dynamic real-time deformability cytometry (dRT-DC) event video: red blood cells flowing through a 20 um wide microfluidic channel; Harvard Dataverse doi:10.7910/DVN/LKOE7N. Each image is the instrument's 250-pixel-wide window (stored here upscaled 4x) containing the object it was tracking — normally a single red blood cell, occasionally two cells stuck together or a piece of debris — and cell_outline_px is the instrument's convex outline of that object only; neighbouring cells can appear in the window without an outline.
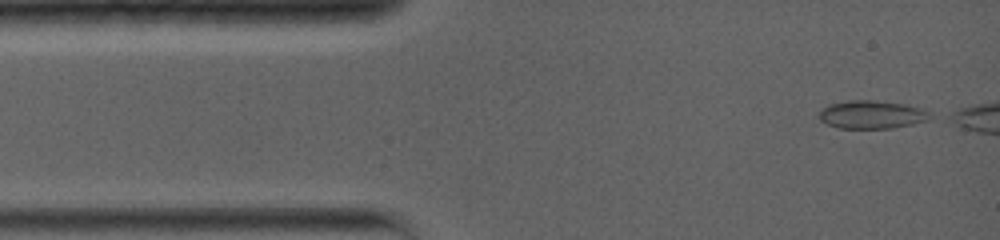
{"species": "common noctule bat (a hibernating species)", "species_latin": "Nyctalus noctula", "temperature_condition": "warm", "stored_images_in_passage": 13, "camera_frame_rate_fps": 5000, "um_per_image_px": 0.085, "animal": {"sex": "female", "body_mass_g": 19.0, "forearm_length_mm": 56.7}, "frame": {"image": 1, "passage_image": 1, "time_ms": 0.0, "image_size_px": [1000, 240], "cell_outline_px": [[936, 116], [928, 120], [912, 124], [892, 128], [840, 128], [828, 124], [820, 120], [820, 112], [828, 104], [848, 100], [876, 100], [904, 104], [924, 108]], "centroid_in_image_um": [74.18, 9.73], "position_along_channel_um": 10.8, "area_um2": 18.32}}